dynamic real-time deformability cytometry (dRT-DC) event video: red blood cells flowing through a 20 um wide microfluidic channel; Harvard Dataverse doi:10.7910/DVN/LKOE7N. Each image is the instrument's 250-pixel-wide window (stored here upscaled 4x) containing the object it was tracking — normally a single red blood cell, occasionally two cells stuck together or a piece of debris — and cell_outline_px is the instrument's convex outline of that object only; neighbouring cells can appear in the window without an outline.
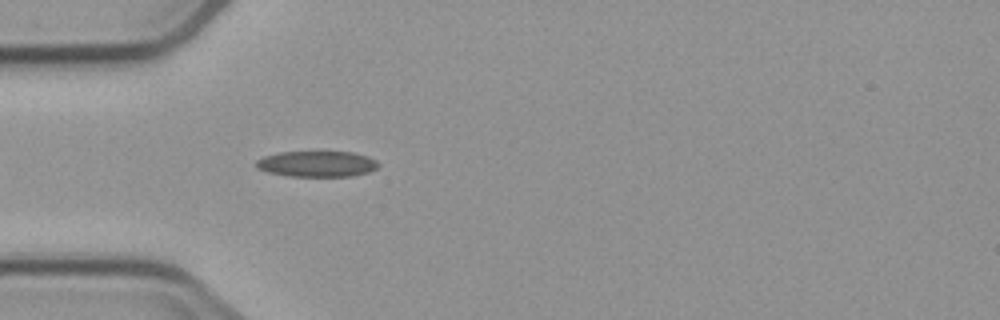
{"species": "common noctule bat (a hibernating species)", "species_latin": "Nyctalus noctula", "temperature_condition": "cold", "stored_images_in_passage": 4, "camera_frame_rate_fps": 3000, "um_per_image_px": 0.085, "animal": {"sex": "male", "body_mass_g": 23.1, "forearm_length_mm": 52.7}, "frame": {"image": 1, "passage_image": 4, "time_ms": 3.333, "image_size_px": [1000, 320], "cell_outline_px": [[380, 164], [376, 168], [368, 172], [352, 176], [288, 176], [268, 172], [256, 168], [256, 160], [264, 156], [280, 152], [352, 152], [368, 156], [376, 160]], "centroid_in_image_um": [26.94, 13.93], "position_along_channel_um": 58.1, "area_um2": 18.38}}